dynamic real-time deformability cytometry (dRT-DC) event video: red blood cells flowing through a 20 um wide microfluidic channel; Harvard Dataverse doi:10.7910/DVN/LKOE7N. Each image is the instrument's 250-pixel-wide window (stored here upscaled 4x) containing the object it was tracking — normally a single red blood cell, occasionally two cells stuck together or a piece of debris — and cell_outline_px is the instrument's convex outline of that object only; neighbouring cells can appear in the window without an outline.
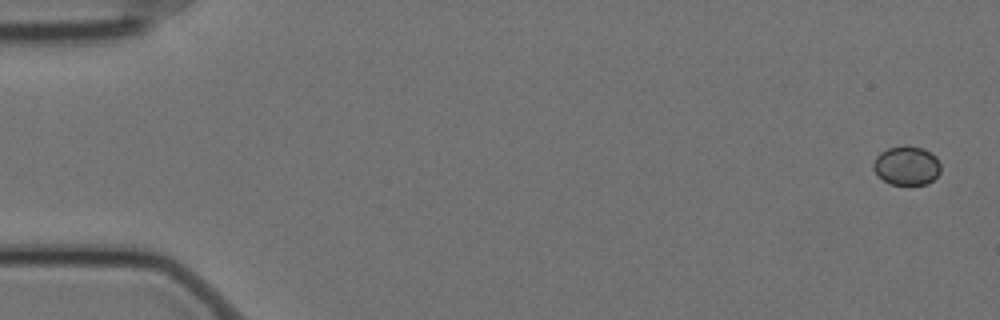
{"species": "Egyptian fruit bat (a non-hibernating species)", "species_latin": "Rousettus aegyptiacus", "temperature_condition": "cold", "stored_images_in_passage": 7, "camera_frame_rate_fps": 3000, "um_per_image_px": 0.085, "animal": {"sex": "female"}, "frame": {"image": 1, "passage_image": 1, "time_ms": 0.0, "image_size_px": [1000, 320], "cell_outline_px": [[940, 172], [932, 180], [924, 184], [892, 184], [884, 180], [872, 168], [872, 164], [876, 156], [880, 152], [888, 148], [904, 144], [908, 144], [924, 148], [936, 156], [940, 164]], "centroid_in_image_um": [77.06, 14.03], "position_along_channel_um": 7.9, "area_um2": 15.37}}
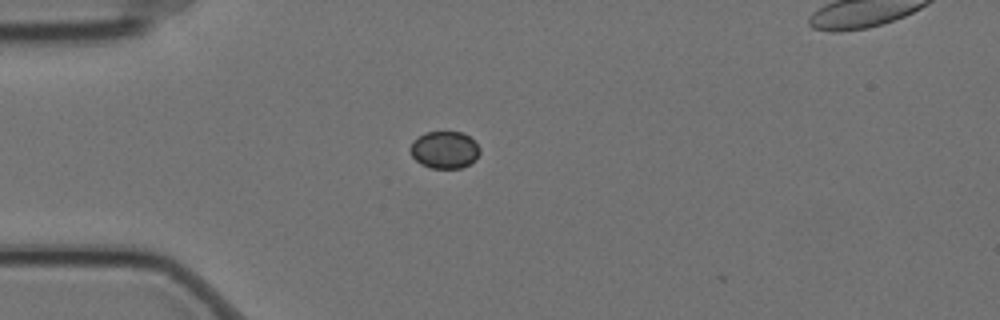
{"frame": {"image": 2, "passage_image": 5, "time_ms": 1.333, "image_size_px": [1000, 320], "cell_outline_px": [[480, 152], [476, 160], [460, 168], [432, 168], [420, 164], [412, 156], [408, 148], [412, 140], [424, 132], [464, 132], [480, 148]], "centroid_in_image_um": [37.75, 12.73], "position_along_channel_um": 47.3, "area_um2": 15.2}}